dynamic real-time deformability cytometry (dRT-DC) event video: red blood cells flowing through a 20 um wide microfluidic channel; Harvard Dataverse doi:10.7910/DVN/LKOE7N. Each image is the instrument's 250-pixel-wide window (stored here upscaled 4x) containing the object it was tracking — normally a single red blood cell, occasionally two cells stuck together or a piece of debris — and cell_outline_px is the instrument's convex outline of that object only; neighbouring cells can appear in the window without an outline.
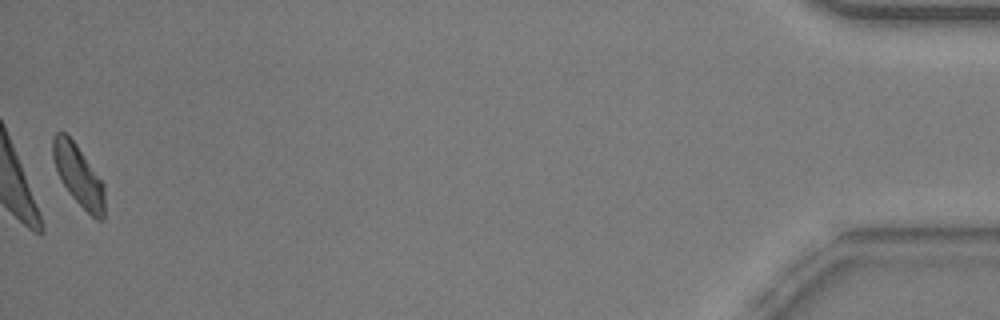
{"species": "common noctule bat (a hibernating species)", "species_latin": "Nyctalus noctula", "temperature_condition": "warm", "stored_images_in_passage": 53, "camera_frame_rate_fps": 3000, "um_per_image_px": 0.085, "animal": {"sex": "male", "body_mass_g": 20.5, "forearm_length_mm": 52.5}, "frame": {"image": 1, "passage_image": 53, "time_ms": 17.333, "image_size_px": [1000, 320], "cell_outline_px": [[104, 220], [96, 220], [72, 196], [60, 180], [52, 156], [52, 140], [56, 132], [64, 132], [76, 144], [104, 184]], "centroid_in_image_um": [6.66, 14.91], "position_along_channel_um": 428.5, "area_um2": 18.09}, "authors_computed_cell_mechanics": {"area_um2": 19.2474, "velocity_mm_per_s": 3.7778, "shape_relaxation_time_tau1_ms": 2.9233, "shape_relaxation_time_tau2_ms": 3.3989, "deformation_change_tau1": 0.1202, "deformation_change_tau2": 0.0889}}